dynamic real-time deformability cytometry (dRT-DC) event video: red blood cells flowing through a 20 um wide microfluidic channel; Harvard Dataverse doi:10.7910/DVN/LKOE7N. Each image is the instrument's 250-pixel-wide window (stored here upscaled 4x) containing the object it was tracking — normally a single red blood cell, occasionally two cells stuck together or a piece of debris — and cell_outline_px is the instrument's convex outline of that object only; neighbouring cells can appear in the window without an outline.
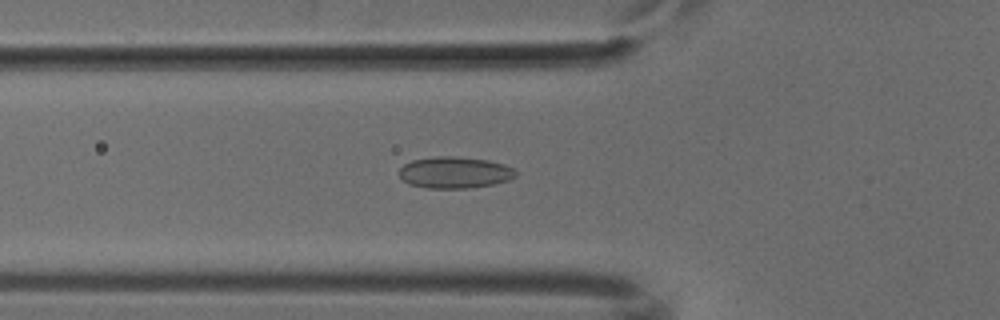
{"species": "common noctule bat (a hibernating species)", "species_latin": "Nyctalus noctula", "temperature_condition": "cold", "stored_images_in_passage": 41, "camera_frame_rate_fps": 3000, "um_per_image_px": 0.085, "animal": {"sex": "male", "body_mass_g": 18.8}, "frame": {"image": 1, "passage_image": 7, "time_ms": 2.0, "image_size_px": [1000, 320], "cell_outline_px": [[516, 176], [508, 180], [492, 184], [472, 188], [424, 188], [408, 184], [400, 176], [400, 168], [404, 164], [412, 160], [436, 156], [456, 156], [488, 160], [504, 164], [512, 168], [516, 172]], "centroid_in_image_um": [38.64, 14.66], "position_along_channel_um": 87.2, "area_um2": 21.44}}
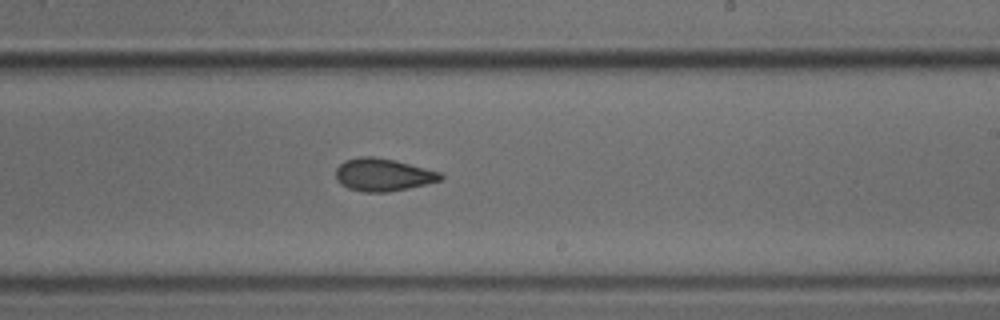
{"frame": {"image": 2, "passage_image": 20, "time_ms": 6.333, "image_size_px": [1000, 320], "cell_outline_px": [[444, 180], [408, 188], [388, 192], [364, 192], [348, 188], [340, 184], [336, 180], [336, 168], [344, 160], [360, 156], [372, 156], [396, 160], [440, 172], [444, 176]], "centroid_in_image_um": [32.55, 14.85], "position_along_channel_um": 256.4, "area_um2": 20.11}}
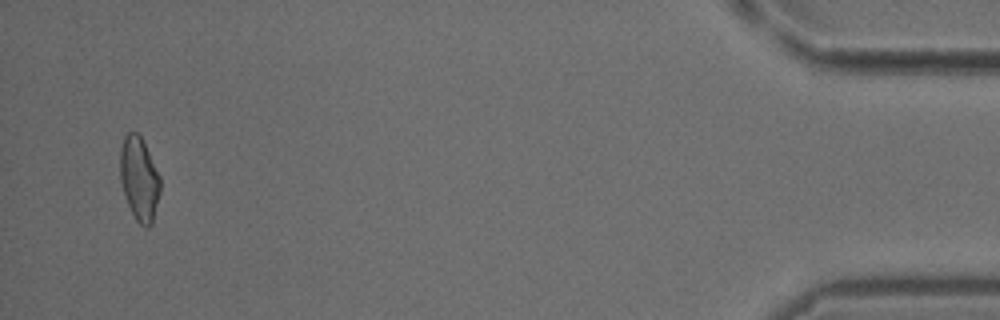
{"frame": {"image": 3, "passage_image": 39, "time_ms": 12.667, "image_size_px": [1000, 320], "cell_outline_px": [[160, 192], [152, 224], [148, 228], [144, 228], [136, 220], [128, 204], [120, 180], [120, 148], [124, 136], [128, 132], [136, 132], [140, 136], [160, 176]], "centroid_in_image_um": [11.83, 15.22], "position_along_channel_um": 423.4, "area_um2": 19.42}}